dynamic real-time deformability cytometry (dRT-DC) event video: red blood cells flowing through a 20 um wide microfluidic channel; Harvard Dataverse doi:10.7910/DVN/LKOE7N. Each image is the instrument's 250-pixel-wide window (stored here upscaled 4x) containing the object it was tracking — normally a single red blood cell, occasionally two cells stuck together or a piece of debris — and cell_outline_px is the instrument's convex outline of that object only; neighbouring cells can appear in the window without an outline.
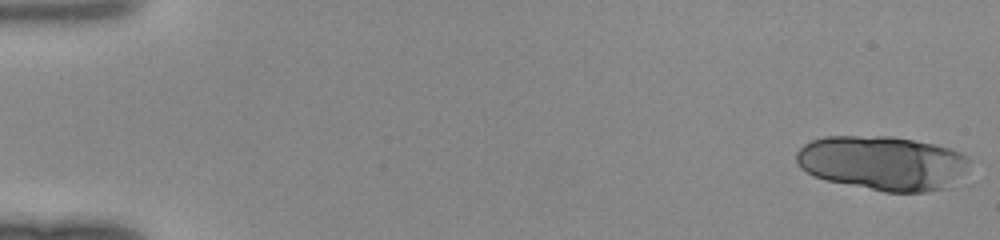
{"species": "human", "species_latin": "Homo sapiens", "temperature_condition": "room temperature", "stored_images_in_passage": 24, "camera_frame_rate_fps": 3000, "um_per_image_px": 0.085, "donor": {"sex": "female"}, "frame": {"image": 1, "passage_image": 1, "time_ms": 0.0, "image_size_px": [1000, 240], "cell_outline_px": [[968, 160], [960, 172], [948, 188], [928, 192], [884, 192], [828, 180], [812, 176], [800, 168], [796, 164], [796, 152], [804, 144], [812, 140], [824, 136], [892, 136], [932, 144], [948, 148], [960, 152], [968, 156]], "centroid_in_image_um": [74.93, 13.85], "position_along_channel_um": 10.1, "area_um2": 54.45}}
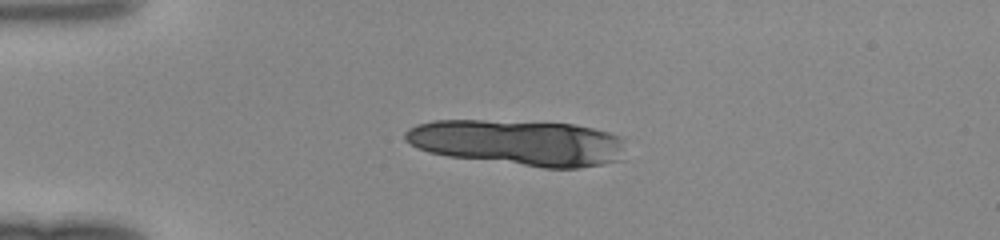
{"frame": {"image": 2, "passage_image": 12, "time_ms": 3.667, "image_size_px": [1000, 240], "cell_outline_px": [[624, 148], [620, 160], [580, 168], [544, 168], [448, 156], [428, 152], [404, 140], [404, 132], [408, 128], [416, 124], [432, 120], [480, 120], [576, 124], [624, 136]], "centroid_in_image_um": [44.06, 12.12], "position_along_channel_um": 40.9, "area_um2": 59.01}}
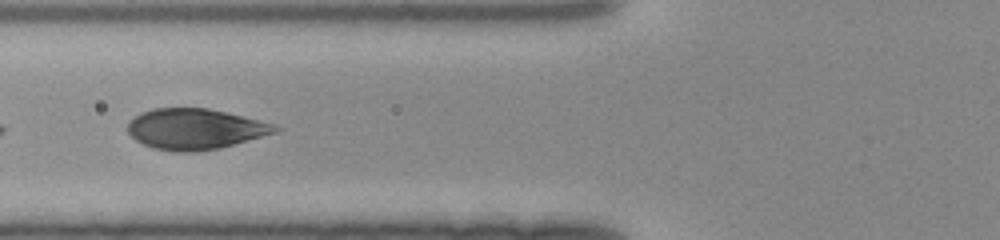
{"frame": {"image": 3, "passage_image": 20, "time_ms": 6.333, "image_size_px": [1000, 240], "cell_outline_px": [[280, 128], [276, 132], [220, 148], [196, 152], [176, 152], [156, 148], [144, 144], [136, 140], [128, 132], [128, 124], [140, 112], [152, 108], [208, 108], [272, 124]], "centroid_in_image_um": [16.54, 10.97], "position_along_channel_um": 109.3, "area_um2": 34.39}}